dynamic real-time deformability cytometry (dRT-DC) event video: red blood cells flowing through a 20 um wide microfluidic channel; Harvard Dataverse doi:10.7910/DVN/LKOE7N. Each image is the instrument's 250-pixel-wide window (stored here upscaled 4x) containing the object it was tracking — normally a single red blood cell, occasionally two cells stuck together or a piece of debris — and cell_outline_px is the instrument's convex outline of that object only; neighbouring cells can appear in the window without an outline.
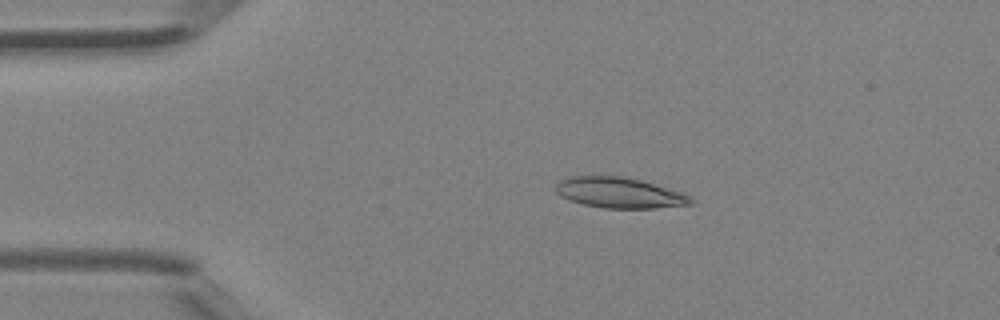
{"species": "Egyptian fruit bat (a non-hibernating species)", "species_latin": "Rousettus aegyptiacus", "temperature_condition": "room temperature", "stored_images_in_passage": 2, "camera_frame_rate_fps": 3000, "um_per_image_px": 0.085, "animal": {"sex": "female"}, "frame": {"image": 1, "passage_image": 1, "time_ms": 0.0, "image_size_px": [1000, 320], "cell_outline_px": [[692, 204], [652, 208], [604, 208], [584, 204], [568, 200], [560, 196], [556, 192], [556, 184], [560, 180], [572, 176], [592, 172], [620, 176], [640, 180], [680, 192], [688, 196], [692, 200]], "centroid_in_image_um": [52.52, 16.34], "position_along_channel_um": 32.5, "area_um2": 24.39}}